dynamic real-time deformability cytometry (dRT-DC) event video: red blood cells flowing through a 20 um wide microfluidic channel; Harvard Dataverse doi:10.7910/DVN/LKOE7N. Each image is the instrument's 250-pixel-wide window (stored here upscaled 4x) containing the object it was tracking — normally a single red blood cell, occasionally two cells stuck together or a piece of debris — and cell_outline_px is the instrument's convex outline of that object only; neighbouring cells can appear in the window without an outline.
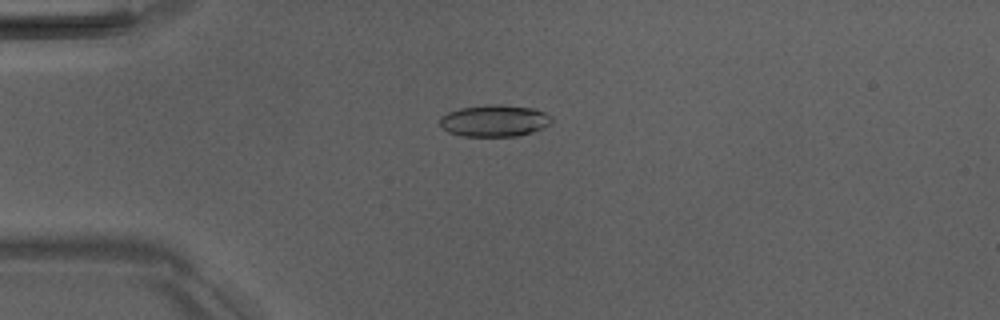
{"species": "Egyptian fruit bat (a non-hibernating species)", "species_latin": "Rousettus aegyptiacus", "temperature_condition": "room temperature", "stored_images_in_passage": 6, "camera_frame_rate_fps": 3000, "um_per_image_px": 0.085, "animal": {"sex": "male"}, "frame": {"image": 1, "passage_image": 5, "time_ms": 4.333, "image_size_px": [1000, 320], "cell_outline_px": [[552, 124], [544, 128], [532, 132], [516, 136], [464, 136], [448, 132], [440, 128], [440, 116], [448, 112], [460, 108], [488, 104], [496, 104], [532, 108], [544, 112], [552, 116]], "centroid_in_image_um": [42.03, 10.26], "position_along_channel_um": 43.0, "area_um2": 20.87}}